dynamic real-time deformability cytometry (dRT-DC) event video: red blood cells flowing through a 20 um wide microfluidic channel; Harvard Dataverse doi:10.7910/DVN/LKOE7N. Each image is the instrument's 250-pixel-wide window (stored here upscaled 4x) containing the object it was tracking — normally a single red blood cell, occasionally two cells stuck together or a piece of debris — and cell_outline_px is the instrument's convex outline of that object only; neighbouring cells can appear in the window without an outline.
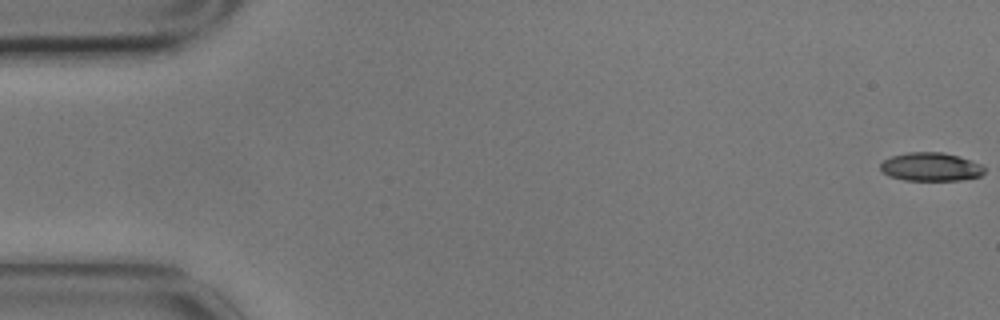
{"species": "common noctule bat (a hibernating species)", "species_latin": "Nyctalus noctula", "temperature_condition": "cold", "stored_images_in_passage": 5, "camera_frame_rate_fps": 3000, "um_per_image_px": 0.085, "animal": {"sex": "male", "body_mass_g": 17.9}, "frame": {"image": 1, "passage_image": 1, "time_ms": 0.0, "image_size_px": [1000, 320], "cell_outline_px": [[984, 172], [980, 176], [960, 180], [904, 180], [888, 176], [880, 172], [880, 164], [884, 160], [892, 156], [908, 152], [944, 152], [980, 164], [984, 168]], "centroid_in_image_um": [79.05, 14.19], "position_along_channel_um": 5.9, "area_um2": 17.17}}
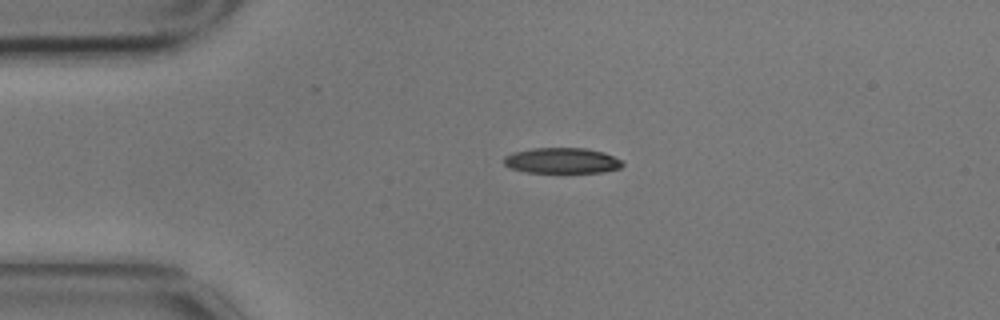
{"frame": {"image": 2, "passage_image": 4, "time_ms": 1.0, "image_size_px": [1000, 320], "cell_outline_px": [[624, 164], [620, 168], [604, 172], [528, 172], [512, 168], [504, 164], [504, 156], [512, 152], [532, 148], [584, 148], [604, 152], [624, 160]], "centroid_in_image_um": [47.81, 13.64], "position_along_channel_um": 37.2, "area_um2": 17.74}}